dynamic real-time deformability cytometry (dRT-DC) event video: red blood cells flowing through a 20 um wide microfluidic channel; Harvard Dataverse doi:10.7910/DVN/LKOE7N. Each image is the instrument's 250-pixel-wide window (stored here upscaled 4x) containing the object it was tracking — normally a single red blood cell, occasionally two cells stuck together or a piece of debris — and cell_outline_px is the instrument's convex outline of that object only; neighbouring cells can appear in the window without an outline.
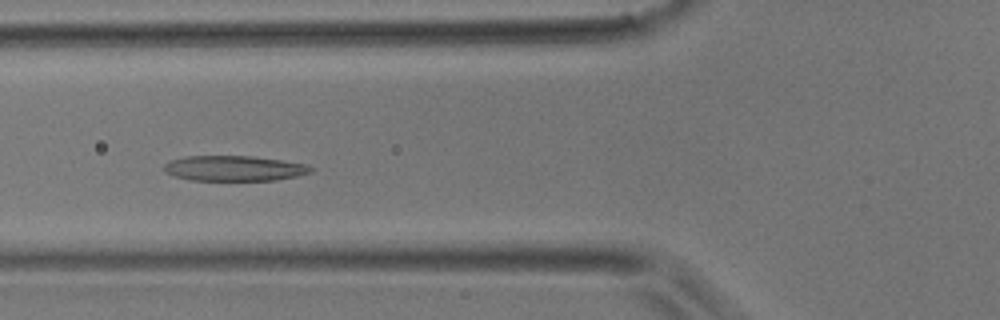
{"species": "common noctule bat (a hibernating species)", "species_latin": "Nyctalus noctula", "temperature_condition": "room temperature", "stored_images_in_passage": 5, "camera_frame_rate_fps": 3000, "um_per_image_px": 0.085, "animal": {"sex": "male", "body_mass_g": 17.9}, "frame": {"image": 1, "passage_image": 5, "time_ms": 1.333, "image_size_px": [1000, 320], "cell_outline_px": [[312, 172], [296, 176], [276, 180], [192, 180], [176, 176], [164, 172], [164, 164], [168, 160], [184, 156], [252, 156], [280, 160], [304, 164], [312, 168]], "centroid_in_image_um": [19.85, 14.3], "position_along_channel_um": 106.0, "area_um2": 21.5}}